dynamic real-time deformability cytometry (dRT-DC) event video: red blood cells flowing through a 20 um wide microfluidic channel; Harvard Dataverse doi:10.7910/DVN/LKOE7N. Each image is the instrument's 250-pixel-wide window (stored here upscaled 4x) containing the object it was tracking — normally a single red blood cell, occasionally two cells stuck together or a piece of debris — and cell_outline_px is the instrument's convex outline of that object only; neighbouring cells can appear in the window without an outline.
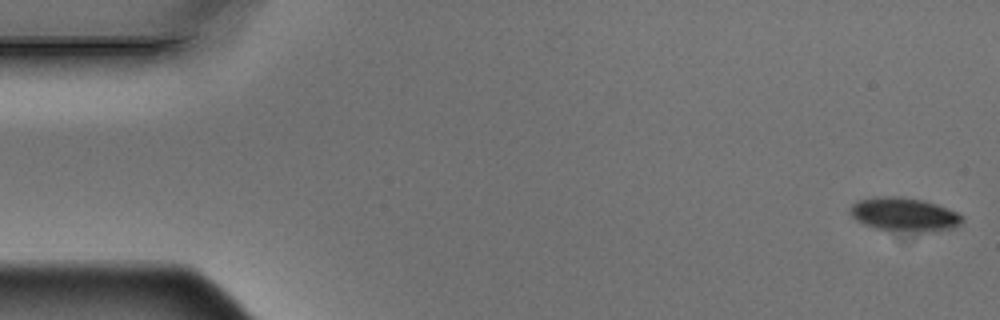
{"species": "Egyptian fruit bat (a non-hibernating species)", "species_latin": "Rousettus aegyptiacus", "temperature_condition": "warm", "stored_images_in_passage": 5, "camera_frame_rate_fps": 3000, "um_per_image_px": 0.085, "animal": {"sex": "male"}, "frame": {"image": 1, "passage_image": 1, "time_ms": 0.0, "image_size_px": [1000, 320], "cell_outline_px": [[964, 220], [960, 224], [952, 228], [928, 232], [920, 232], [876, 228], [864, 224], [856, 220], [848, 212], [848, 208], [856, 200], [880, 196], [900, 196], [924, 200], [936, 204], [956, 212], [964, 216]], "centroid_in_image_um": [76.84, 18.21], "position_along_channel_um": 8.2, "area_um2": 22.08}}
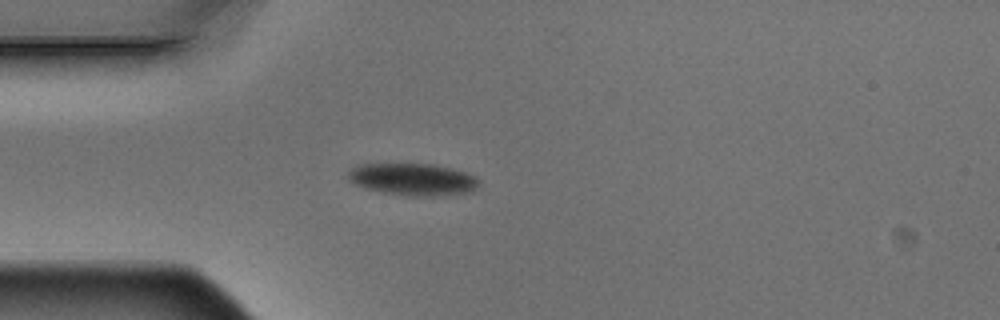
{"frame": {"image": 2, "passage_image": 5, "time_ms": 1.333, "image_size_px": [1000, 320], "cell_outline_px": [[480, 184], [472, 192], [448, 196], [404, 196], [380, 192], [364, 188], [348, 180], [348, 172], [356, 164], [432, 164], [452, 168], [476, 176], [480, 180]], "centroid_in_image_um": [35.13, 15.26], "position_along_channel_um": 49.9, "area_um2": 24.97}}